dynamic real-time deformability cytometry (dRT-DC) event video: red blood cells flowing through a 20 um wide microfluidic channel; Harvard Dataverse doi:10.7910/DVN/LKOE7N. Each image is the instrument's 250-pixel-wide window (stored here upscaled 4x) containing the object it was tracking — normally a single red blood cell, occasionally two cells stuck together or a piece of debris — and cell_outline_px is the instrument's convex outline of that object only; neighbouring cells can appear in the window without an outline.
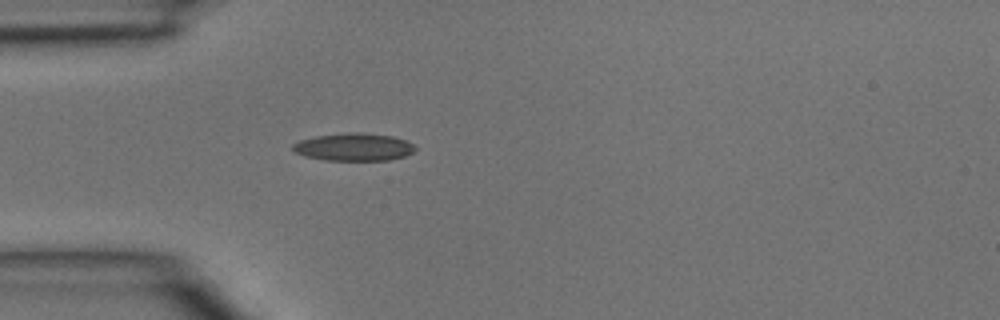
{"species": "common noctule bat (a hibernating species)", "species_latin": "Nyctalus noctula", "temperature_condition": "room temperature", "stored_images_in_passage": 1, "camera_frame_rate_fps": 3000, "um_per_image_px": 0.085, "animal": {"sex": "male", "body_mass_g": 15.6}, "frame": {"image": 1, "passage_image": 1, "time_ms": 0.0, "image_size_px": [1000, 320], "cell_outline_px": [[416, 148], [412, 152], [404, 156], [388, 160], [324, 160], [304, 156], [296, 152], [292, 148], [292, 144], [300, 140], [316, 136], [352, 132], [360, 132], [392, 136], [408, 140]], "centroid_in_image_um": [30.07, 12.49], "position_along_channel_um": 54.9, "area_um2": 19.65}}